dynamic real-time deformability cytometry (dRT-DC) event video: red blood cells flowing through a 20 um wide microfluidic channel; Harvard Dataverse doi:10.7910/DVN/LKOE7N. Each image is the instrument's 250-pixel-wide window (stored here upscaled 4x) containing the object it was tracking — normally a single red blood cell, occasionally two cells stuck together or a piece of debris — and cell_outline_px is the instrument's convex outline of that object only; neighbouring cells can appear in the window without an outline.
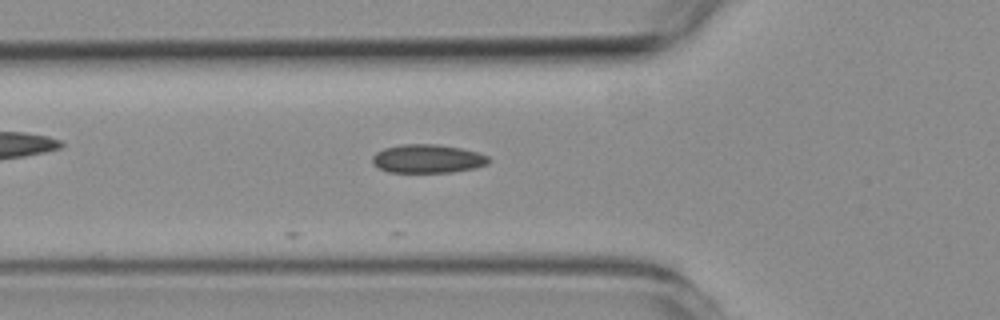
{"species": "common noctule bat (a hibernating species)", "species_latin": "Nyctalus noctula", "temperature_condition": "room temperature", "stored_images_in_passage": 3, "camera_frame_rate_fps": 3000, "um_per_image_px": 0.085, "animal": {"sex": "female", "body_mass_g": 19.3, "forearm_length_mm": 54.1}, "frame": {"image": 1, "passage_image": 3, "time_ms": 2.667, "image_size_px": [1000, 320], "cell_outline_px": [[492, 160], [488, 164], [476, 168], [452, 172], [388, 172], [372, 164], [372, 156], [376, 152], [384, 148], [400, 144], [436, 144], [460, 148], [476, 152], [488, 156]], "centroid_in_image_um": [36.35, 13.49], "position_along_channel_um": 89.5, "area_um2": 19.48}}